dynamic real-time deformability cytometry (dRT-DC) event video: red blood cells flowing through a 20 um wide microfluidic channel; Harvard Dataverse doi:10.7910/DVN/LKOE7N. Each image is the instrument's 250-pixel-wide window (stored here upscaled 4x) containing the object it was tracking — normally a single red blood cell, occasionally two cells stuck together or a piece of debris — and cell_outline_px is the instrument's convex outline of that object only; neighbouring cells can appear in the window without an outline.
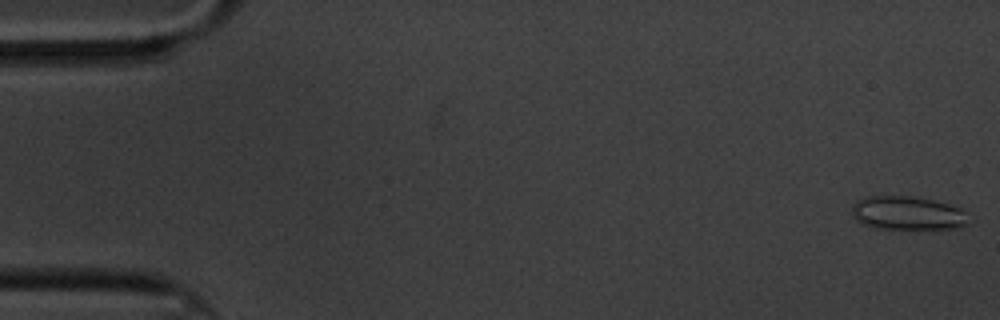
{"species": "common noctule bat (a hibernating species)", "species_latin": "Nyctalus noctula", "temperature_condition": "cold", "stored_images_in_passage": 60, "camera_frame_rate_fps": 3000, "um_per_image_px": 0.085, "animal": {"sex": "male", "body_mass_g": 20.1, "forearm_length_mm": 53.5}, "frame": {"image": 1, "passage_image": 1, "time_ms": 0.0, "image_size_px": [1000, 320], "cell_outline_px": [[968, 224], [960, 228], [876, 228], [864, 224], [856, 220], [852, 216], [852, 204], [856, 200], [868, 196], [908, 196], [932, 200], [948, 204], [960, 208], [968, 212]], "centroid_in_image_um": [77.14, 18.11], "position_along_channel_um": 7.9, "area_um2": 22.83}}
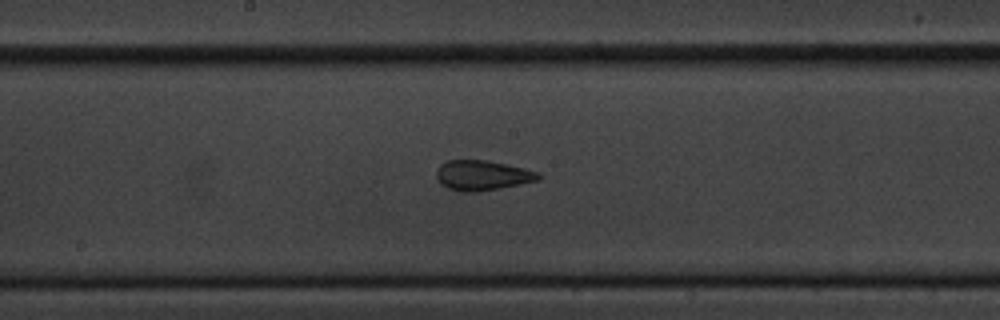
{"frame": {"image": 2, "passage_image": 31, "time_ms": 10.0, "image_size_px": [1000, 320], "cell_outline_px": [[544, 176], [540, 180], [500, 188], [476, 192], [460, 192], [448, 188], [440, 184], [436, 176], [436, 172], [440, 164], [448, 160], [488, 160], [524, 168], [540, 172]], "centroid_in_image_um": [41.02, 14.91], "position_along_channel_um": 207.2, "area_um2": 18.09}}
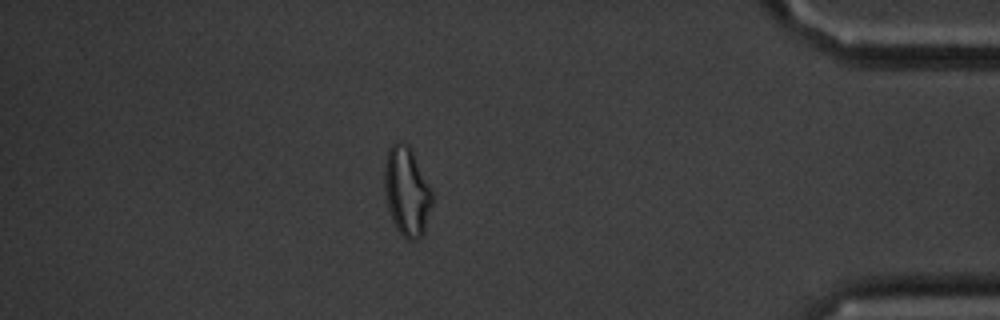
{"frame": {"image": 3, "passage_image": 52, "time_ms": 17.0, "image_size_px": [1000, 320], "cell_outline_px": [[432, 204], [424, 232], [420, 236], [412, 240], [408, 240], [396, 228], [388, 208], [384, 188], [384, 168], [388, 148], [396, 140], [400, 140], [408, 144], [412, 148], [432, 188]], "centroid_in_image_um": [34.58, 16.19], "position_along_channel_um": 400.6, "area_um2": 25.03}, "authors_computed_cell_mechanics": {"area_um2": 19.7965, "velocity_mm_per_s": 3.3265, "shape_relaxation_time_tau1_ms": 8.926, "shape_relaxation_time_tau2_ms": 1.7183, "deformation_change_tau1": 0.1799, "deformation_change_tau2": 0.0718}}